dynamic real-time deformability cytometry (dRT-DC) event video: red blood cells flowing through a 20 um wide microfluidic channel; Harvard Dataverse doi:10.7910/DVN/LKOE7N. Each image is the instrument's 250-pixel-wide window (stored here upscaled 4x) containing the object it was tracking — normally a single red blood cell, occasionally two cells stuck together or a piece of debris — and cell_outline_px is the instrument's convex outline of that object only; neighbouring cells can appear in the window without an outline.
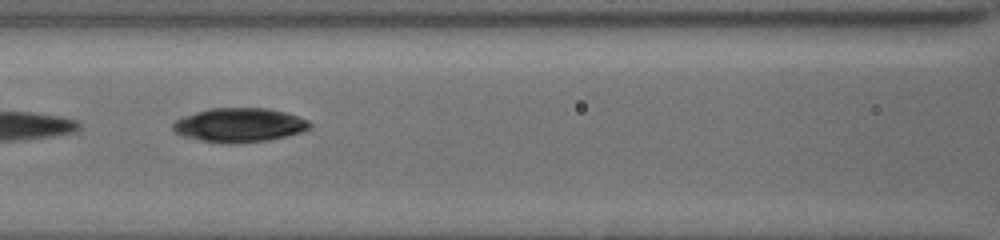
{"species": "common noctule bat (a hibernating species)", "species_latin": "Nyctalus noctula", "temperature_condition": "cold", "stored_images_in_passage": 16, "camera_frame_rate_fps": 3000, "um_per_image_px": 0.085, "animal": {"sex": "female", "body_mass_g": 19.5, "forearm_length_mm": 54.1}, "frame": {"image": 1, "passage_image": 11, "time_ms": 9.0, "image_size_px": [1000, 240], "cell_outline_px": [[312, 128], [300, 132], [268, 140], [232, 144], [220, 144], [200, 140], [184, 136], [176, 132], [172, 128], [172, 124], [176, 120], [184, 116], [196, 112], [212, 108], [268, 108], [284, 112], [308, 120], [312, 124]], "centroid_in_image_um": [20.34, 10.64], "position_along_channel_um": 146.3, "area_um2": 27.11}}
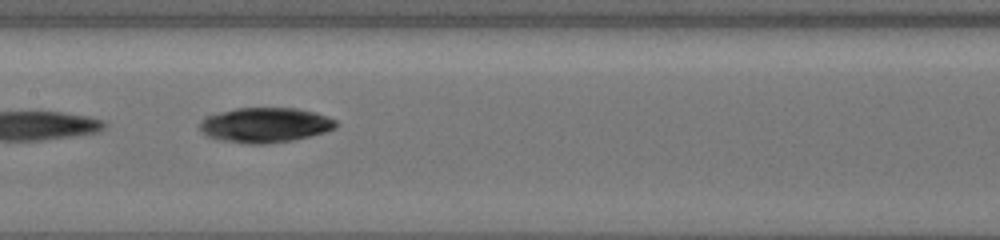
{"frame": {"image": 2, "passage_image": 12, "time_ms": 10.0, "image_size_px": [1000, 240], "cell_outline_px": [[336, 128], [324, 132], [292, 140], [264, 144], [248, 144], [220, 140], [208, 136], [200, 128], [200, 120], [204, 116], [216, 112], [236, 108], [296, 108], [316, 112], [336, 120]], "centroid_in_image_um": [22.5, 10.61], "position_along_channel_um": 184.9, "area_um2": 27.74}}